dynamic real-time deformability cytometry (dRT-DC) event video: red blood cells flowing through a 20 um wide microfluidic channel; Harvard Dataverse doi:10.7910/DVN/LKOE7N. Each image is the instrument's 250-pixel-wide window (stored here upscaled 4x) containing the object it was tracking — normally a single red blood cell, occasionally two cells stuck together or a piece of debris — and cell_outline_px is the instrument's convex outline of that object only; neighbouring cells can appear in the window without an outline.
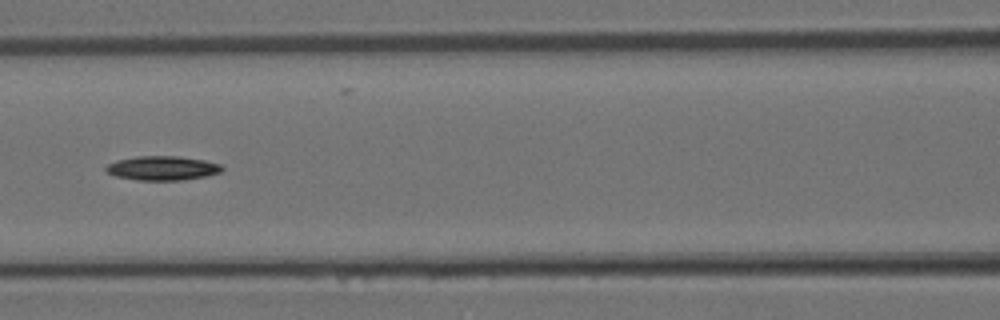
{"species": "Egyptian fruit bat (a non-hibernating species)", "species_latin": "Rousettus aegyptiacus", "temperature_condition": "room temperature", "stored_images_in_passage": 38, "segment_of_instrument_passage": [2, 2], "camera_frame_rate_fps": 3000, "um_per_image_px": 0.085, "animal": {"sex": "female"}, "frame": {"image": 1, "passage_image": 17, "time_ms": 5.333, "image_size_px": [1000, 320], "cell_outline_px": [[224, 168], [220, 172], [204, 176], [180, 180], [140, 180], [116, 176], [108, 172], [104, 168], [108, 164], [116, 160], [136, 156], [176, 156], [204, 160], [220, 164]], "centroid_in_image_um": [13.79, 14.28], "position_along_channel_um": 152.8, "area_um2": 16.18}}
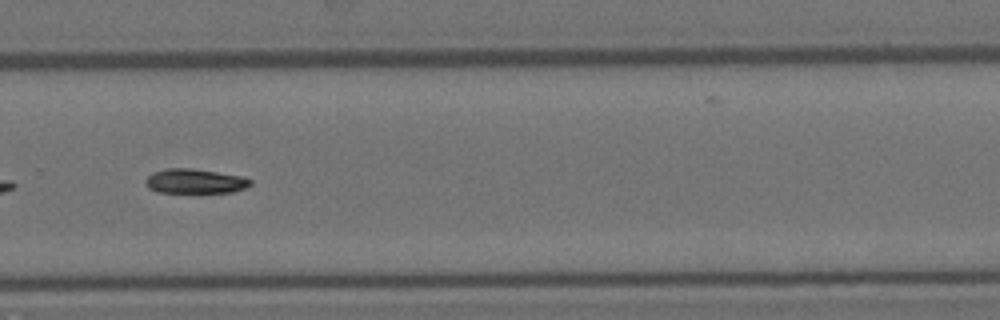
{"frame": {"image": 2, "passage_image": 26, "time_ms": 8.333, "image_size_px": [1000, 320], "cell_outline_px": [[252, 184], [244, 188], [232, 192], [156, 192], [148, 188], [144, 180], [152, 172], [168, 168], [192, 168], [240, 176], [252, 180]], "centroid_in_image_um": [16.53, 15.4], "position_along_channel_um": 313.3, "area_um2": 14.91}}
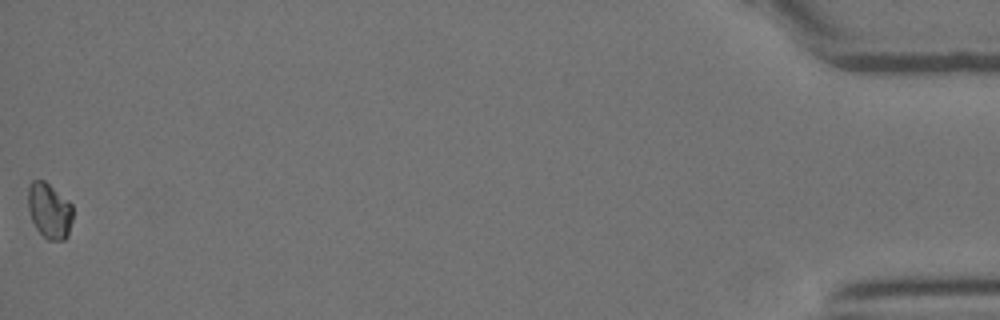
{"frame": {"image": 3, "passage_image": 38, "time_ms": 12.333, "image_size_px": [1000, 320], "cell_outline_px": [[72, 220], [68, 236], [64, 240], [48, 240], [36, 228], [32, 220], [28, 208], [28, 188], [32, 180], [44, 180], [68, 200], [72, 204]], "centroid_in_image_um": [4.2, 17.91], "position_along_channel_um": 431.0, "area_um2": 14.45}}